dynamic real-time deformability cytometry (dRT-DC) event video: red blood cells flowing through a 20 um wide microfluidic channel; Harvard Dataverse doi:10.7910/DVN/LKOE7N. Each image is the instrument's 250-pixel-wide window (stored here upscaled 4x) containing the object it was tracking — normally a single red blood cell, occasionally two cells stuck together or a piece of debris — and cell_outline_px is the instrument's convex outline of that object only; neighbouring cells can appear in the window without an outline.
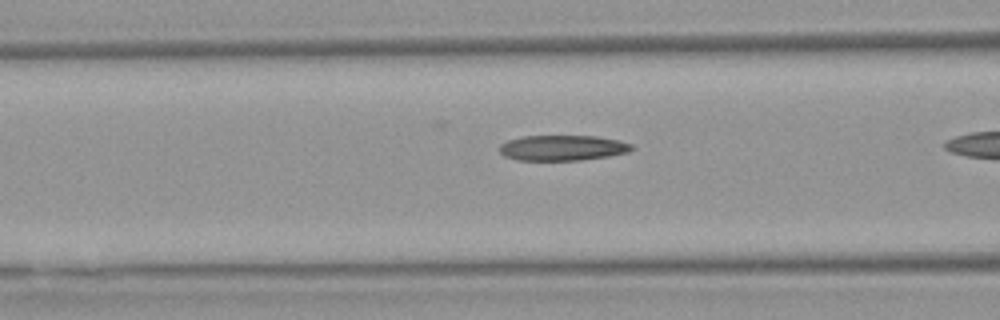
{"species": "Egyptian fruit bat (a non-hibernating species)", "species_latin": "Rousettus aegyptiacus", "temperature_condition": "warm", "stored_images_in_passage": 34, "camera_frame_rate_fps": 3000, "um_per_image_px": 0.085, "animal": {"sex": "female"}, "frame": {"image": 1, "passage_image": 17, "time_ms": 5.333, "image_size_px": [1000, 320], "cell_outline_px": [[636, 148], [628, 152], [608, 156], [580, 160], [516, 160], [504, 156], [500, 152], [500, 144], [508, 140], [524, 136], [596, 136], [620, 140], [632, 144]], "centroid_in_image_um": [47.84, 12.56], "position_along_channel_um": 118.8, "area_um2": 19.65}}
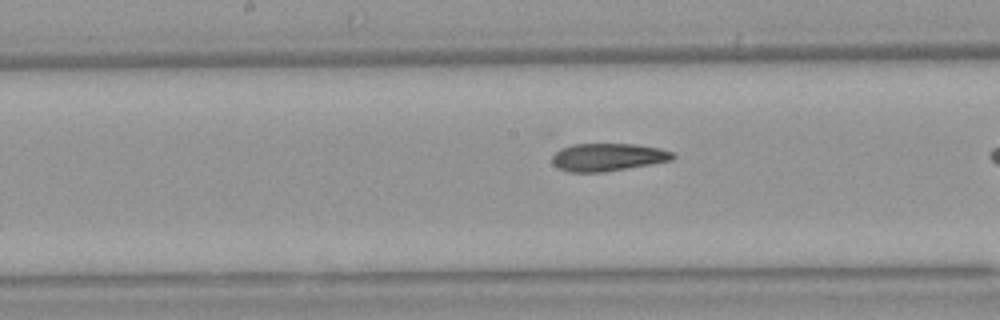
{"frame": {"image": 2, "passage_image": 23, "time_ms": 7.333, "image_size_px": [1000, 320], "cell_outline_px": [[676, 156], [672, 160], [604, 172], [568, 172], [552, 164], [552, 156], [560, 148], [572, 144], [636, 144], [660, 148], [672, 152]], "centroid_in_image_um": [51.65, 13.35], "position_along_channel_um": 196.6, "area_um2": 19.48}}
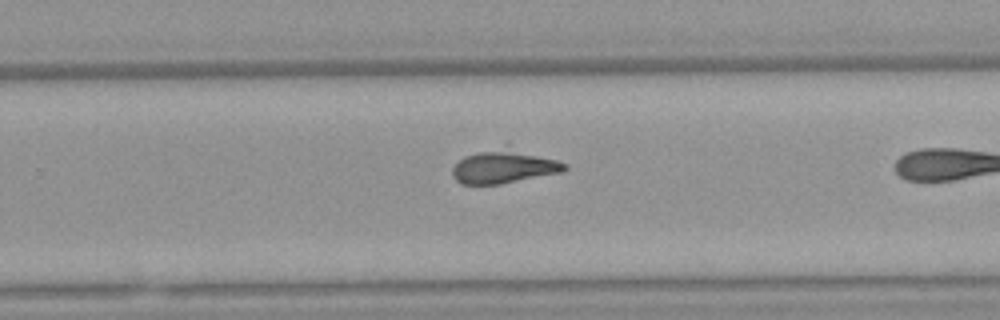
{"frame": {"image": 3, "passage_image": 30, "time_ms": 9.667, "image_size_px": [1000, 320], "cell_outline_px": [[568, 168], [564, 172], [500, 184], [460, 184], [452, 176], [452, 168], [464, 156], [480, 152], [500, 152], [536, 156], [556, 160], [568, 164]], "centroid_in_image_um": [42.8, 14.28], "position_along_channel_um": 287.0, "area_um2": 20.06}}